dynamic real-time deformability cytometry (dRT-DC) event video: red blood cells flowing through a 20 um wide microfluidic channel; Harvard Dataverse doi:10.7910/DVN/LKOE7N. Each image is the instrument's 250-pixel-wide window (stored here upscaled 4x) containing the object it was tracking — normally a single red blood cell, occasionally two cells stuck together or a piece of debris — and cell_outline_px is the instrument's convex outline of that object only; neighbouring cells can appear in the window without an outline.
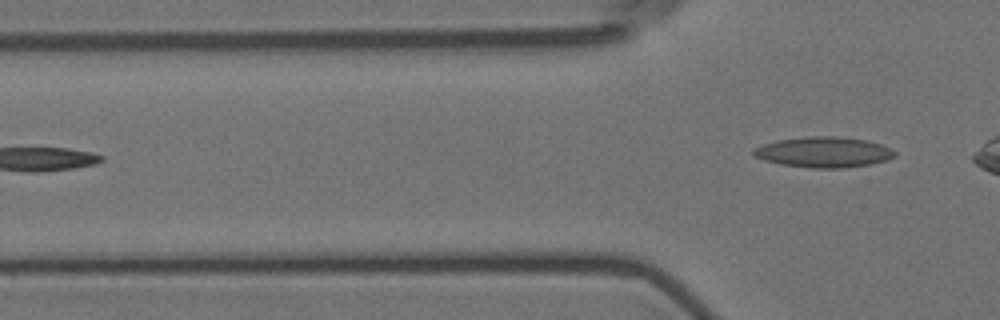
{"species": "Egyptian fruit bat (a non-hibernating species)", "species_latin": "Rousettus aegyptiacus", "temperature_condition": "room temperature", "stored_images_in_passage": 5, "camera_frame_rate_fps": 3000, "um_per_image_px": 0.085, "animal": {"sex": "female"}, "frame": {"image": 1, "passage_image": 5, "time_ms": 4.667, "image_size_px": [1000, 320], "cell_outline_px": [[896, 156], [884, 160], [868, 164], [844, 168], [812, 168], [780, 164], [764, 160], [756, 156], [752, 152], [752, 148], [776, 140], [808, 136], [836, 136], [868, 140], [892, 148], [896, 152]], "centroid_in_image_um": [70.01, 12.92], "position_along_channel_um": 55.8, "area_um2": 25.14}}